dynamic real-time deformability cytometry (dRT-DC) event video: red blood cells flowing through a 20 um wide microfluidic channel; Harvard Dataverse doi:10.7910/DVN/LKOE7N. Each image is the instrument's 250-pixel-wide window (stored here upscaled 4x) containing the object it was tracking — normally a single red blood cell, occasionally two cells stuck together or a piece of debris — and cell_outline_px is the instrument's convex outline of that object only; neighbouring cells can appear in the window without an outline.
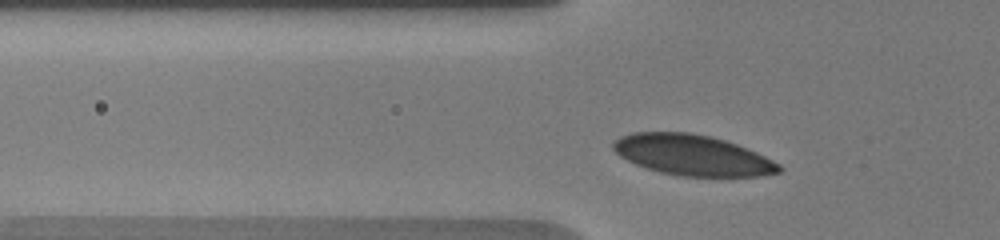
{"species": "human", "species_latin": "Homo sapiens", "temperature_condition": "warm", "stored_images_in_passage": 64, "camera_frame_rate_fps": 3000, "um_per_image_px": 0.085, "donor": {"sex": "male"}, "frame": {"image": 1, "passage_image": 8, "time_ms": 1.333, "image_size_px": [1000, 240], "cell_outline_px": [[784, 168], [780, 172], [760, 176], [680, 176], [660, 172], [636, 164], [620, 156], [612, 148], [612, 144], [620, 136], [632, 132], [688, 132], [708, 136], [724, 140], [736, 144], [756, 152], [780, 164]], "centroid_in_image_um": [58.86, 13.18], "position_along_channel_um": 66.9, "area_um2": 39.02}}
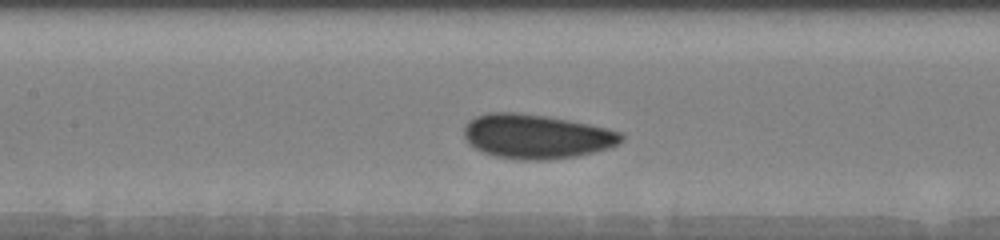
{"frame": {"image": 2, "passage_image": 19, "time_ms": 4.0, "image_size_px": [1000, 240], "cell_outline_px": [[624, 140], [608, 148], [576, 156], [548, 160], [516, 160], [496, 156], [484, 152], [468, 144], [464, 136], [464, 124], [468, 120], [476, 116], [488, 112], [520, 112], [548, 116], [588, 124], [624, 132]], "centroid_in_image_um": [45.57, 11.59], "position_along_channel_um": 161.8, "area_um2": 40.92}}
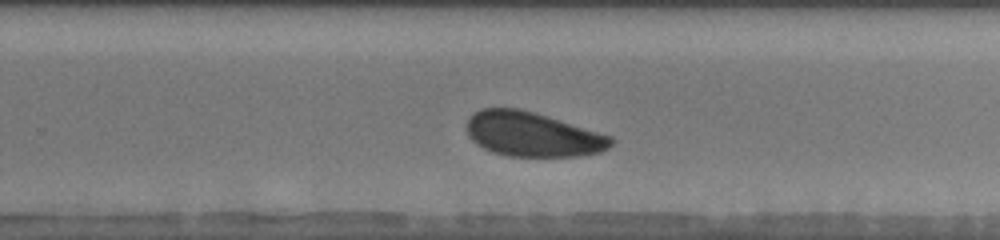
{"frame": {"image": 3, "passage_image": 34, "time_ms": 7.333, "image_size_px": [1000, 240], "cell_outline_px": [[612, 144], [608, 148], [600, 152], [580, 156], [508, 156], [492, 152], [476, 144], [468, 136], [468, 120], [480, 108], [520, 108], [548, 116], [612, 136]], "centroid_in_image_um": [45.27, 11.42], "position_along_channel_um": 284.5, "area_um2": 37.28}, "authors_computed_cell_mechanics": {"area_um2": 37.859, "velocity_mm_per_s": 3.694, "shape_relaxation_time_tau1_ms": 2.302, "shape_relaxation_time_tau2_ms": null, "deformation_change_tau1": 0.0609, "deformation_change_tau2": null}}